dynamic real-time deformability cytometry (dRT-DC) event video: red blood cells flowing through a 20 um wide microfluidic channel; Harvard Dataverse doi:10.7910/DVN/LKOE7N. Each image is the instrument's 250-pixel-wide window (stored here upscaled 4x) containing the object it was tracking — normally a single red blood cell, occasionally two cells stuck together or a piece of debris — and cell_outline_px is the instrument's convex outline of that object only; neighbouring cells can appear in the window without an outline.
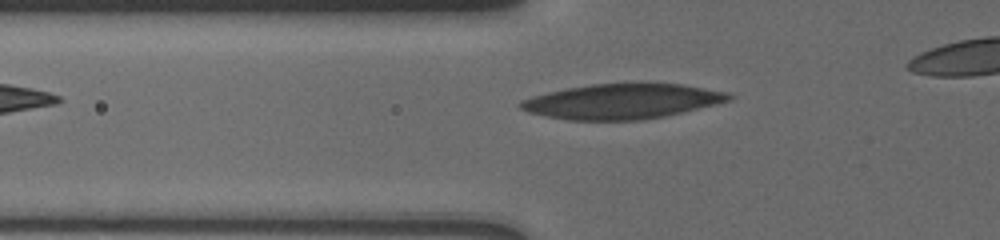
{"species": "human", "species_latin": "Homo sapiens", "temperature_condition": "cold", "stored_images_in_passage": 4, "camera_frame_rate_fps": 3000, "um_per_image_px": 0.085, "donor": {"sex": "male"}, "frame": {"image": 1, "passage_image": 4, "time_ms": 3.0, "image_size_px": [1000, 240], "cell_outline_px": [[732, 96], [728, 100], [664, 116], [636, 120], [568, 120], [528, 112], [520, 108], [516, 104], [520, 100], [532, 96], [548, 92], [568, 88], [592, 84], [680, 84], [728, 92]], "centroid_in_image_um": [52.78, 8.62], "position_along_channel_um": 73.0, "area_um2": 41.67}}